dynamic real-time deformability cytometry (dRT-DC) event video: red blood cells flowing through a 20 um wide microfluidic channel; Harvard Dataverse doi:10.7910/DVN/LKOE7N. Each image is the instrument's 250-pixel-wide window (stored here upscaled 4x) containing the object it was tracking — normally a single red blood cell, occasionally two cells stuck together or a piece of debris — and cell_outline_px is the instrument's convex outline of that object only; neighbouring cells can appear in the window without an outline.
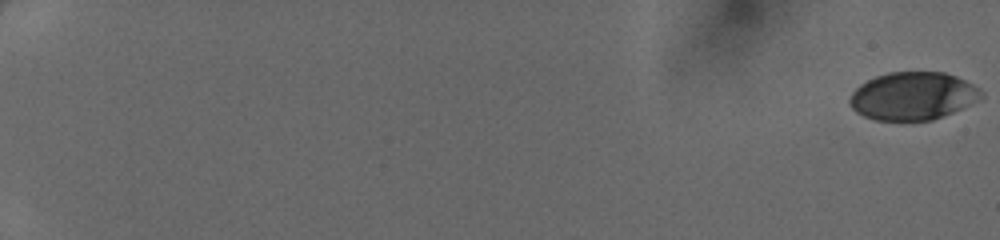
{"species": "human", "species_latin": "Homo sapiens", "temperature_condition": "cold", "stored_images_in_passage": 51, "camera_frame_rate_fps": 3000, "um_per_image_px": 0.085, "donor": {"sex": "female"}, "frame": {"image": 1, "passage_image": 1, "time_ms": 0.0, "image_size_px": [1000, 240], "cell_outline_px": [[984, 96], [980, 100], [952, 112], [932, 120], [876, 120], [864, 116], [856, 112], [848, 104], [848, 100], [852, 92], [860, 84], [876, 76], [888, 72], [944, 72], [956, 76], [980, 88], [984, 92]], "centroid_in_image_um": [77.59, 8.15], "position_along_channel_um": 7.4, "area_um2": 36.76}}
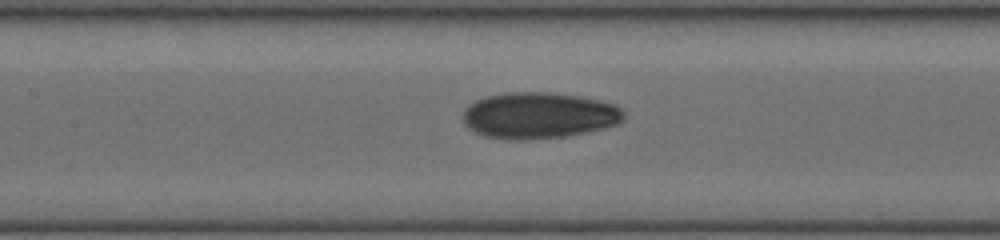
{"frame": {"image": 2, "passage_image": 28, "time_ms": 9.0, "image_size_px": [1000, 240], "cell_outline_px": [[624, 120], [616, 124], [604, 128], [564, 136], [524, 140], [508, 140], [484, 136], [468, 128], [464, 124], [464, 108], [468, 104], [476, 100], [488, 96], [504, 92], [552, 92], [580, 96], [600, 100], [612, 104], [620, 108], [624, 112]], "centroid_in_image_um": [45.78, 9.8], "position_along_channel_um": 161.6, "area_um2": 43.47}}
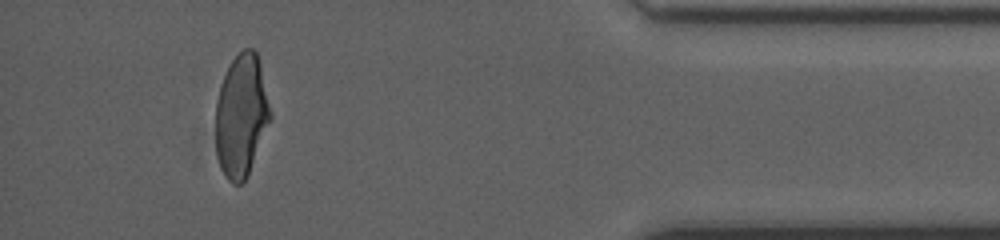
{"frame": {"image": 3, "passage_image": 48, "time_ms": 15.667, "image_size_px": [1000, 240], "cell_outline_px": [[272, 116], [248, 176], [240, 184], [232, 184], [228, 180], [220, 168], [216, 156], [216, 100], [220, 84], [232, 60], [244, 48], [252, 48], [256, 52], [260, 64]], "centroid_in_image_um": [20.5, 9.86], "position_along_channel_um": 414.7, "area_um2": 39.07}}